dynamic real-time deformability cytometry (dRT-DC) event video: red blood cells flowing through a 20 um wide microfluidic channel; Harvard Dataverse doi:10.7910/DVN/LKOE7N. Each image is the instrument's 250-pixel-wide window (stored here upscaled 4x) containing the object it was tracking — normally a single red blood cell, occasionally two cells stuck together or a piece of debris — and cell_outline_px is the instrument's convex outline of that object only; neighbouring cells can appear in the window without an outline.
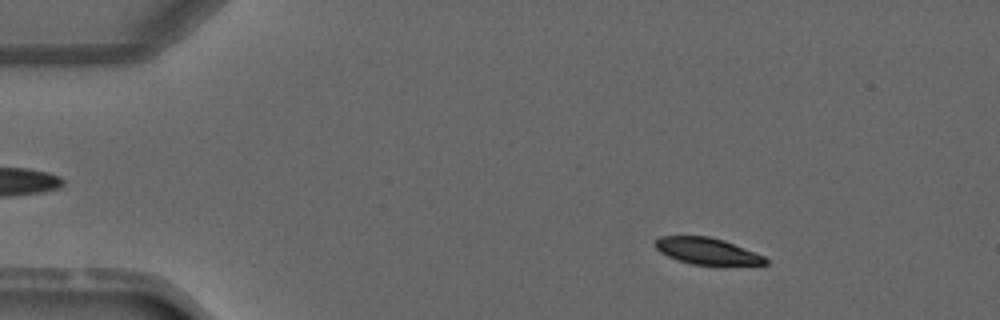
{"species": "common noctule bat (a hibernating species)", "species_latin": "Nyctalus noctula", "temperature_condition": "warm", "stored_images_in_passage": 3, "camera_frame_rate_fps": 3000, "um_per_image_px": 0.085, "animal": {"sex": "male", "forearm_length_mm": 52.5}, "frame": {"image": 1, "passage_image": 1, "time_ms": 0.0, "image_size_px": [1000, 320], "cell_outline_px": [[768, 264], [724, 268], [692, 264], [668, 256], [660, 252], [652, 244], [660, 236], [708, 236], [724, 240], [764, 256], [768, 260]], "centroid_in_image_um": [60.17, 21.4], "position_along_channel_um": 24.8, "area_um2": 17.8}}
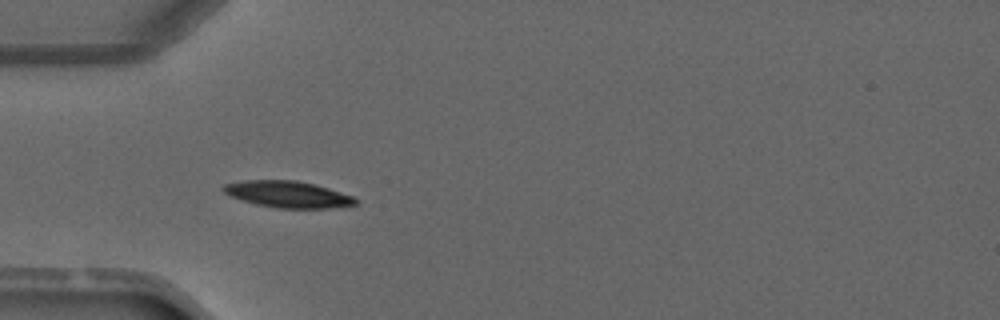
{"frame": {"image": 2, "passage_image": 3, "time_ms": 2.333, "image_size_px": [1000, 320], "cell_outline_px": [[356, 204], [328, 208], [276, 208], [256, 204], [228, 196], [220, 188], [224, 184], [244, 180], [296, 180], [328, 188], [352, 196], [356, 200]], "centroid_in_image_um": [24.38, 16.51], "position_along_channel_um": 60.6, "area_um2": 20.29}}